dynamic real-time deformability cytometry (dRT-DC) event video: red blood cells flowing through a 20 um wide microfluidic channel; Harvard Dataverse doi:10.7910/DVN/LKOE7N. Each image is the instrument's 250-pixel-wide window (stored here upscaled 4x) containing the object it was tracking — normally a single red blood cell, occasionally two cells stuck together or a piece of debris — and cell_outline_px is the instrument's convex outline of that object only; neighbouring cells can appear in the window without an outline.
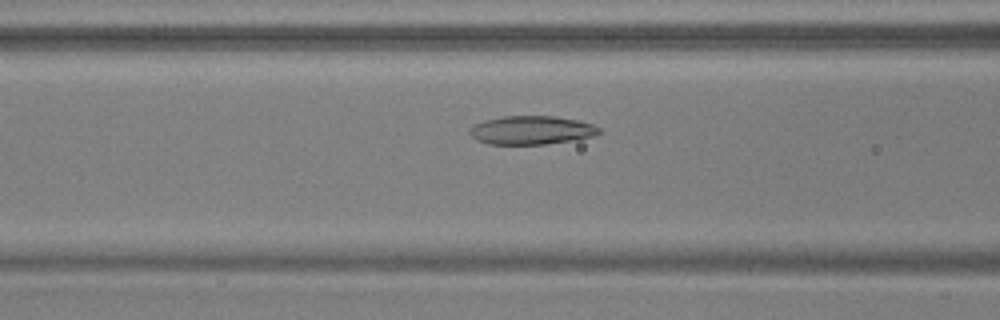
{"species": "common noctule bat (a hibernating species)", "species_latin": "Nyctalus noctula", "temperature_condition": "warm", "stored_images_in_passage": 38, "camera_frame_rate_fps": 3000, "um_per_image_px": 0.085, "animal": {"sex": "male", "body_mass_g": 17.9, "forearm_length_mm": 54.2}, "frame": {"image": 1, "passage_image": 13, "time_ms": 4.0, "image_size_px": [1000, 320], "cell_outline_px": [[600, 132], [592, 136], [544, 144], [488, 144], [476, 140], [468, 132], [468, 128], [484, 120], [504, 116], [556, 116], [576, 120], [592, 124], [600, 128]], "centroid_in_image_um": [45.11, 11.06], "position_along_channel_um": 121.5, "area_um2": 21.33}}
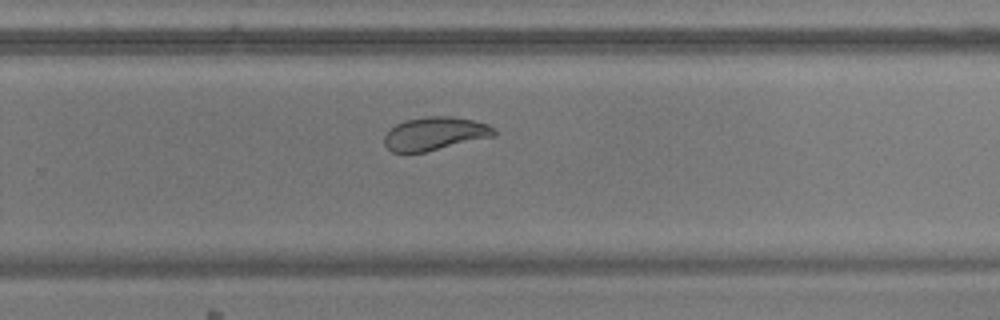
{"frame": {"image": 2, "passage_image": 27, "time_ms": 8.667, "image_size_px": [1000, 320], "cell_outline_px": [[496, 136], [424, 152], [392, 152], [384, 144], [384, 136], [396, 124], [404, 120], [424, 116], [448, 116], [472, 120], [488, 124], [496, 132]], "centroid_in_image_um": [36.96, 11.35], "position_along_channel_um": 292.8, "area_um2": 21.15}}
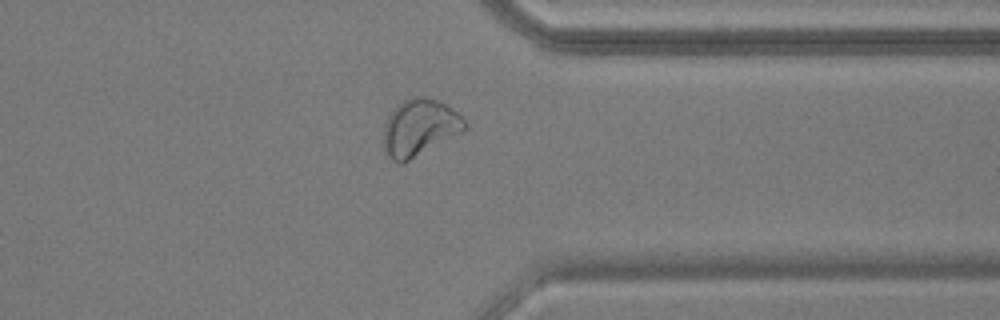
{"frame": {"image": 3, "passage_image": 34, "time_ms": 11.0, "image_size_px": [1000, 320], "cell_outline_px": [[468, 128], [404, 164], [396, 164], [388, 156], [384, 148], [384, 124], [388, 116], [396, 104], [404, 100], [416, 96], [424, 96], [440, 100], [452, 108], [468, 124]], "centroid_in_image_um": [35.65, 10.85], "position_along_channel_um": 375.8, "area_um2": 27.11}}